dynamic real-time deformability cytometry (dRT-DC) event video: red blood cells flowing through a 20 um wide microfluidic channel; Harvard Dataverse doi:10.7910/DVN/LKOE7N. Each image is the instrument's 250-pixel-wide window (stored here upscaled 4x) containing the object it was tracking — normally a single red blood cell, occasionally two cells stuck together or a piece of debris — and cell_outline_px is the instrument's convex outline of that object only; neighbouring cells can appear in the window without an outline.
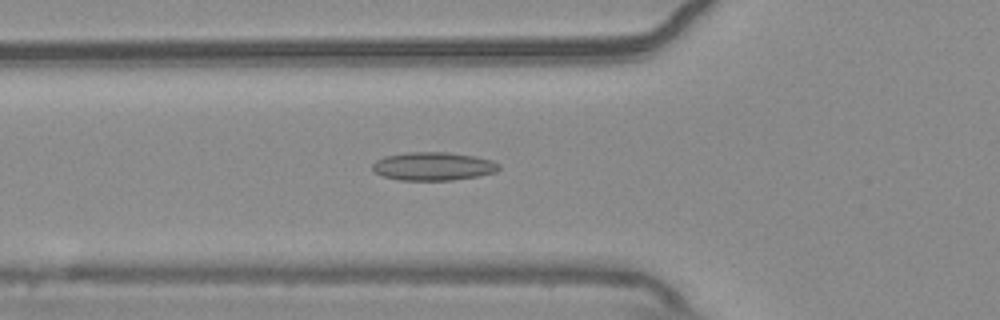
{"species": "common noctule bat (a hibernating species)", "species_latin": "Nyctalus noctula", "temperature_condition": "warm", "stored_images_in_passage": 54, "camera_frame_rate_fps": 3000, "um_per_image_px": 0.085, "animal": {"sex": "male", "body_mass_g": 20.4}, "frame": {"image": 1, "passage_image": 19, "time_ms": 6.0, "image_size_px": [1000, 320], "cell_outline_px": [[500, 168], [496, 172], [480, 176], [452, 180], [400, 180], [384, 176], [376, 172], [372, 168], [372, 164], [376, 160], [384, 156], [408, 152], [448, 152], [472, 156], [492, 160], [500, 164]], "centroid_in_image_um": [36.84, 14.13], "position_along_channel_um": 89.0, "area_um2": 20.87}}
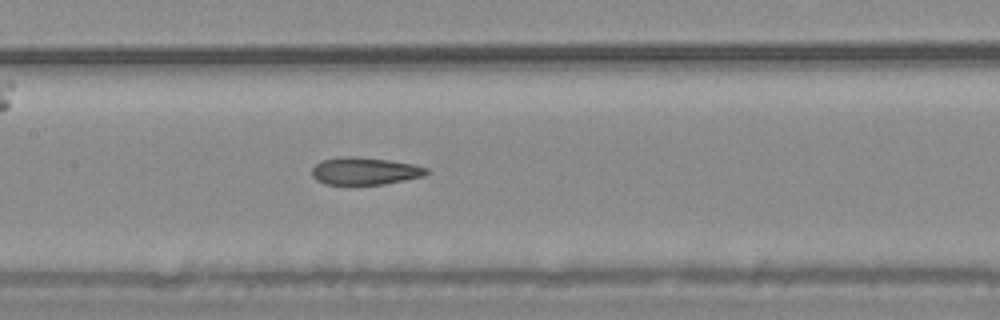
{"frame": {"image": 2, "passage_image": 26, "time_ms": 8.333, "image_size_px": [1000, 320], "cell_outline_px": [[428, 172], [424, 176], [384, 184], [324, 184], [316, 180], [312, 176], [312, 168], [320, 160], [344, 156], [348, 156], [388, 160], [412, 164], [428, 168]], "centroid_in_image_um": [30.98, 14.54], "position_along_channel_um": 176.4, "area_um2": 18.15}}
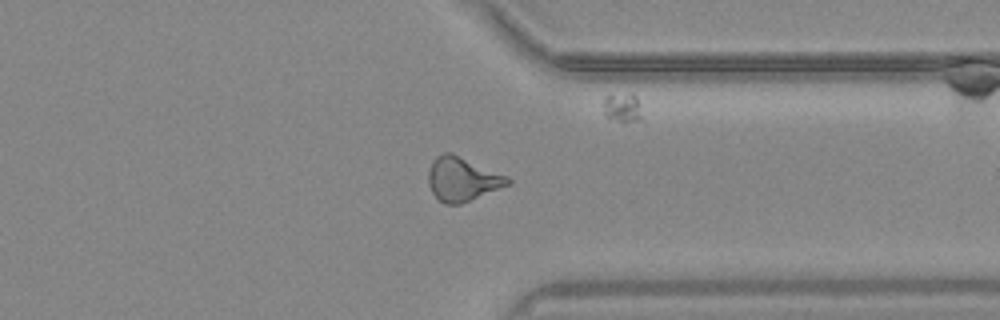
{"frame": {"image": 3, "passage_image": 42, "time_ms": 13.667, "image_size_px": [1000, 320], "cell_outline_px": [[512, 184], [460, 204], [444, 204], [432, 192], [428, 184], [428, 172], [432, 160], [436, 156], [444, 152], [452, 152], [508, 176], [512, 180]], "centroid_in_image_um": [39.31, 15.21], "position_along_channel_um": 372.1, "area_um2": 20.52}, "authors_computed_cell_mechanics": {"area_um2": 19.5075, "velocity_mm_per_s": 3.701, "shape_relaxation_time_tau1_ms": null, "shape_relaxation_time_tau2_ms": 1.9846, "deformation_change_tau1": null, "deformation_change_tau2": 0.1023}}